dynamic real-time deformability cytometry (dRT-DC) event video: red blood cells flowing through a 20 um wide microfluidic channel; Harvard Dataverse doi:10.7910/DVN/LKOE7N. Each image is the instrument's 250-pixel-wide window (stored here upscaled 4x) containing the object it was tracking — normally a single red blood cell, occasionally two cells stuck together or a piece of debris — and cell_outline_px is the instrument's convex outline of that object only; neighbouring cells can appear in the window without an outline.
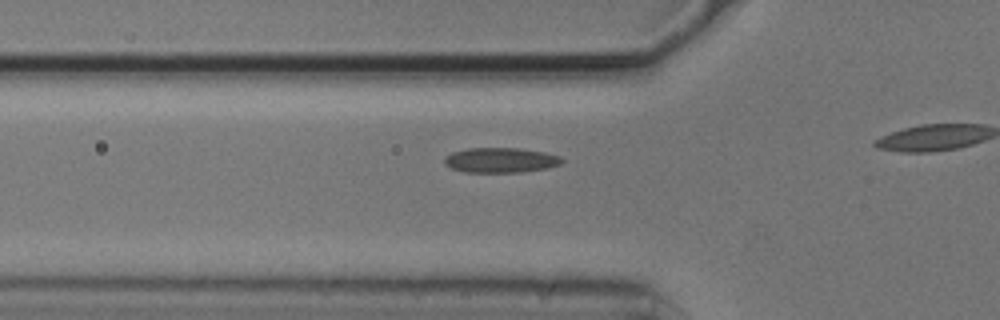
{"species": "common noctule bat (a hibernating species)", "species_latin": "Nyctalus noctula", "temperature_condition": "cold", "stored_images_in_passage": 18, "camera_frame_rate_fps": 3000, "um_per_image_px": 0.085, "animal": {"sex": "male", "body_mass_g": 20.5, "forearm_length_mm": 52.5}, "frame": {"image": 1, "passage_image": 13, "time_ms": 4.0, "image_size_px": [1000, 320], "cell_outline_px": [[564, 160], [560, 164], [548, 168], [520, 172], [464, 172], [452, 168], [444, 164], [444, 156], [452, 152], [468, 148], [520, 148], [544, 152], [560, 156]], "centroid_in_image_um": [42.54, 13.61], "position_along_channel_um": 83.3, "area_um2": 17.17}}
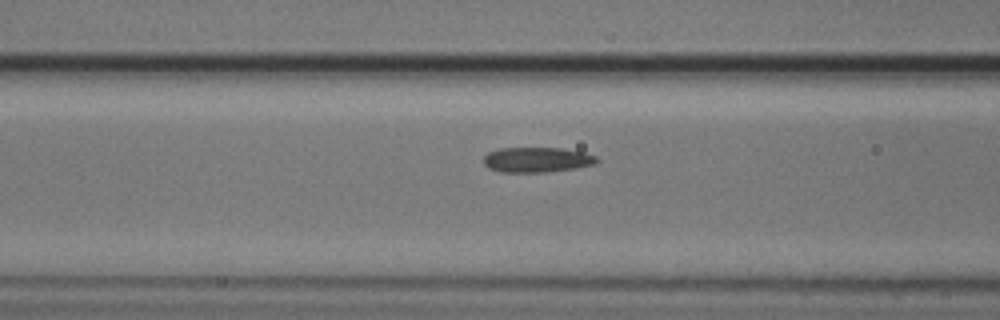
{"frame": {"image": 2, "passage_image": 16, "time_ms": 5.0, "image_size_px": [1000, 320], "cell_outline_px": [[600, 160], [596, 164], [576, 168], [544, 172], [500, 172], [488, 168], [484, 164], [484, 156], [488, 152], [500, 148], [560, 148], [584, 152], [596, 156]], "centroid_in_image_um": [45.65, 13.58], "position_along_channel_um": 121.0, "area_um2": 16.65}}